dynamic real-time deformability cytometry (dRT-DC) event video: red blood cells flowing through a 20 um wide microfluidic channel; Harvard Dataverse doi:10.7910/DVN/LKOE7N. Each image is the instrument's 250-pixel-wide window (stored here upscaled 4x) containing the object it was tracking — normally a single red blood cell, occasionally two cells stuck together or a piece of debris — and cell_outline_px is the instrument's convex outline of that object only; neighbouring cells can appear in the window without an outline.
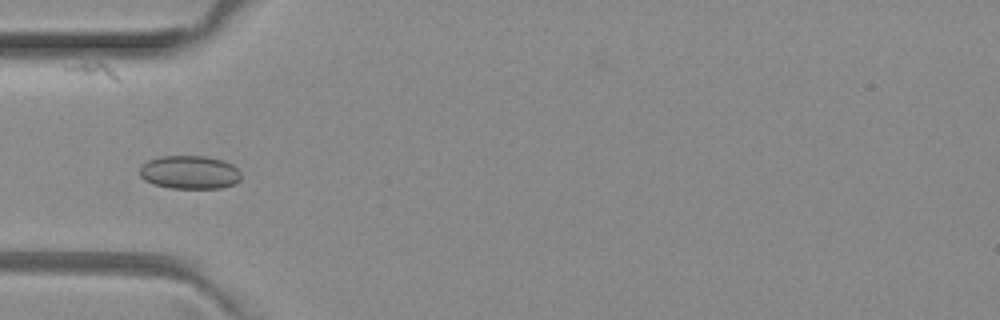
{"species": "common noctule bat (a hibernating species)", "species_latin": "Nyctalus noctula", "temperature_condition": "room temperature", "stored_images_in_passage": 6, "camera_frame_rate_fps": 3000, "um_per_image_px": 0.085, "animal": {"sex": "female", "body_mass_g": 29.2, "forearm_length_mm": 56.3}, "frame": {"image": 1, "passage_image": 4, "time_ms": 1.0, "image_size_px": [1000, 320], "cell_outline_px": [[240, 180], [236, 184], [220, 188], [172, 188], [152, 184], [144, 180], [140, 176], [140, 168], [148, 160], [160, 156], [204, 156], [220, 160], [232, 164], [240, 172]], "centroid_in_image_um": [16.11, 14.65], "position_along_channel_um": 68.9, "area_um2": 19.71}}
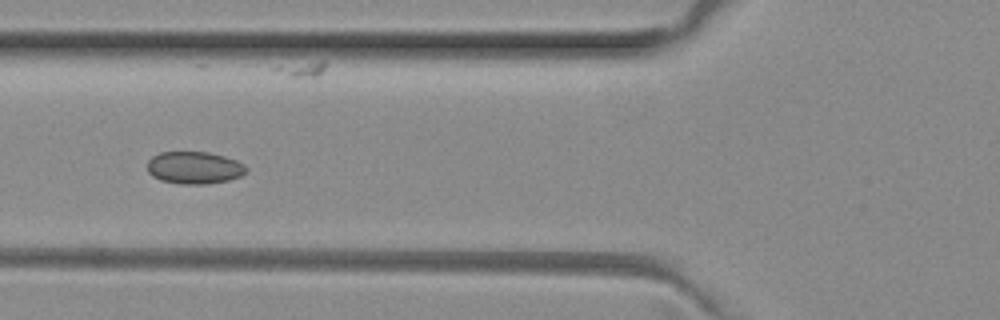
{"frame": {"image": 2, "passage_image": 5, "time_ms": 1.333, "image_size_px": [1000, 320], "cell_outline_px": [[248, 168], [240, 176], [228, 180], [204, 184], [180, 184], [160, 180], [152, 176], [148, 172], [148, 160], [152, 156], [160, 152], [208, 152], [224, 156], [236, 160], [244, 164]], "centroid_in_image_um": [16.49, 14.25], "position_along_channel_um": 109.3, "area_um2": 18.61}}